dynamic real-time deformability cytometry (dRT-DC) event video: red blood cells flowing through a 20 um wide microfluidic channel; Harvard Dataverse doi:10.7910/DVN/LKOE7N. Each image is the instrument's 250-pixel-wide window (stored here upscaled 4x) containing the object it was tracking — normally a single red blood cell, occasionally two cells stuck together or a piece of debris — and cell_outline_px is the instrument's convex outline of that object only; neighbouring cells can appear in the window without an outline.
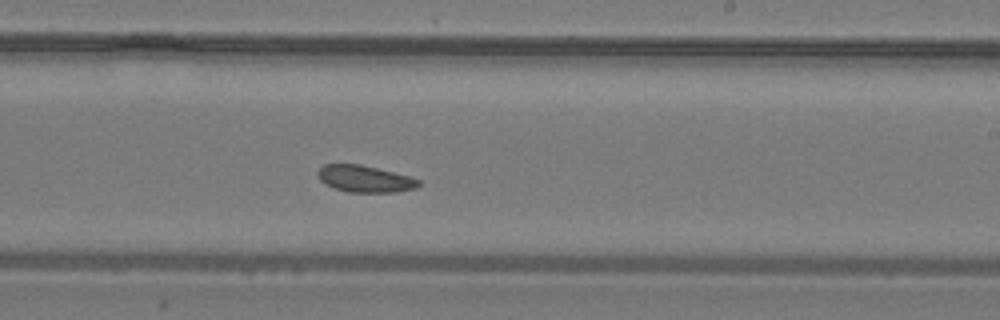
{"species": "common noctule bat (a hibernating species)", "species_latin": "Nyctalus noctula", "temperature_condition": "warm", "stored_images_in_passage": 23, "camera_frame_rate_fps": 3000, "um_per_image_px": 0.085, "animal": {"sex": "male", "body_mass_g": 19.2, "forearm_length_mm": 51.8}, "frame": {"image": 1, "passage_image": 15, "time_ms": 4.667, "image_size_px": [1000, 320], "cell_outline_px": [[420, 184], [416, 188], [396, 192], [348, 192], [332, 188], [324, 184], [320, 180], [316, 172], [324, 164], [360, 164], [408, 176], [420, 180]], "centroid_in_image_um": [30.97, 15.21], "position_along_channel_um": 258.0, "area_um2": 15.72}}